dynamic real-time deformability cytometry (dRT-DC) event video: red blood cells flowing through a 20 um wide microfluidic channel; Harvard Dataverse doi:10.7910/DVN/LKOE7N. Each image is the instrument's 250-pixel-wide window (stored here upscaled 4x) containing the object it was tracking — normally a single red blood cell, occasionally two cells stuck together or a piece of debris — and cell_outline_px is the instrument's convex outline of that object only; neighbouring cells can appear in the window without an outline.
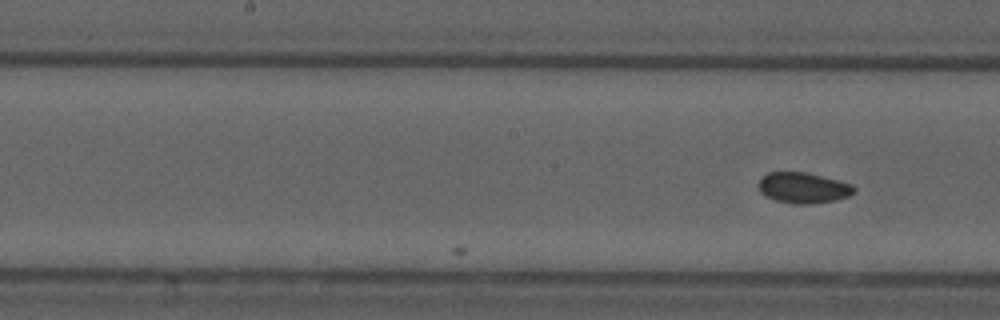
{"species": "common noctule bat (a hibernating species)", "species_latin": "Nyctalus noctula", "temperature_condition": "cold", "stored_images_in_passage": 6, "camera_frame_rate_fps": 3000, "um_per_image_px": 0.085, "animal": {"sex": "male", "forearm_length_mm": 52.5}, "frame": {"image": 1, "passage_image": 6, "time_ms": 5.667, "image_size_px": [1000, 320], "cell_outline_px": [[856, 192], [848, 196], [836, 200], [808, 204], [796, 204], [776, 200], [764, 196], [760, 192], [756, 184], [760, 176], [768, 172], [804, 172], [852, 184], [856, 188]], "centroid_in_image_um": [68.22, 15.96], "position_along_channel_um": 180.0, "area_um2": 17.22}}